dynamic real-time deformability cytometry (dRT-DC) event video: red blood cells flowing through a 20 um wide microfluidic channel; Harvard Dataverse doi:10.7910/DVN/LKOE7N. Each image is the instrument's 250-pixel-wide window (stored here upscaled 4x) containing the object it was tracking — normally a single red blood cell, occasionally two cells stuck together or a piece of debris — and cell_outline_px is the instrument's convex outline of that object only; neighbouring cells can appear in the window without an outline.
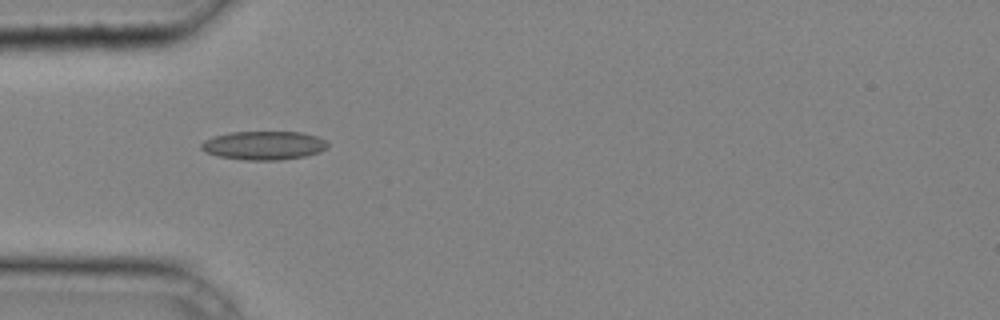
{"species": "common noctule bat (a hibernating species)", "species_latin": "Nyctalus noctula", "temperature_condition": "cold", "stored_images_in_passage": 27, "camera_frame_rate_fps": 3000, "um_per_image_px": 0.085, "animal": {"sex": "male", "body_mass_g": 20.4}, "frame": {"image": 1, "passage_image": 1, "time_ms": 0.0, "image_size_px": [1000, 320], "cell_outline_px": [[328, 144], [320, 152], [304, 156], [280, 160], [244, 160], [216, 156], [200, 148], [200, 144], [204, 140], [212, 136], [232, 132], [300, 132], [316, 136], [324, 140]], "centroid_in_image_um": [22.38, 12.36], "position_along_channel_um": 62.6, "area_um2": 21.04}}
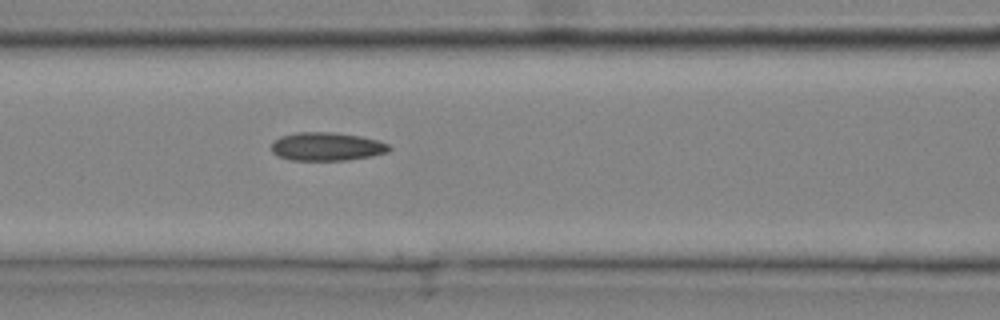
{"frame": {"image": 2, "passage_image": 6, "time_ms": 1.667, "image_size_px": [1000, 320], "cell_outline_px": [[392, 148], [388, 152], [372, 156], [348, 160], [292, 160], [276, 156], [272, 152], [272, 144], [280, 136], [300, 132], [332, 132], [360, 136], [376, 140], [388, 144]], "centroid_in_image_um": [27.78, 12.46], "position_along_channel_um": 138.8, "area_um2": 19.42}}
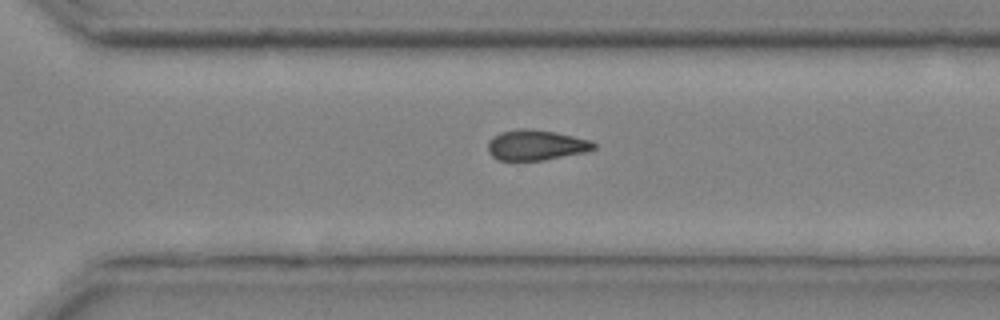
{"frame": {"image": 3, "passage_image": 18, "time_ms": 5.667, "image_size_px": [1000, 320], "cell_outline_px": [[596, 148], [584, 152], [544, 160], [496, 160], [488, 152], [488, 140], [492, 136], [500, 132], [520, 128], [532, 128], [592, 140], [596, 144]], "centroid_in_image_um": [45.52, 12.32], "position_along_channel_um": 325.1, "area_um2": 18.79}}